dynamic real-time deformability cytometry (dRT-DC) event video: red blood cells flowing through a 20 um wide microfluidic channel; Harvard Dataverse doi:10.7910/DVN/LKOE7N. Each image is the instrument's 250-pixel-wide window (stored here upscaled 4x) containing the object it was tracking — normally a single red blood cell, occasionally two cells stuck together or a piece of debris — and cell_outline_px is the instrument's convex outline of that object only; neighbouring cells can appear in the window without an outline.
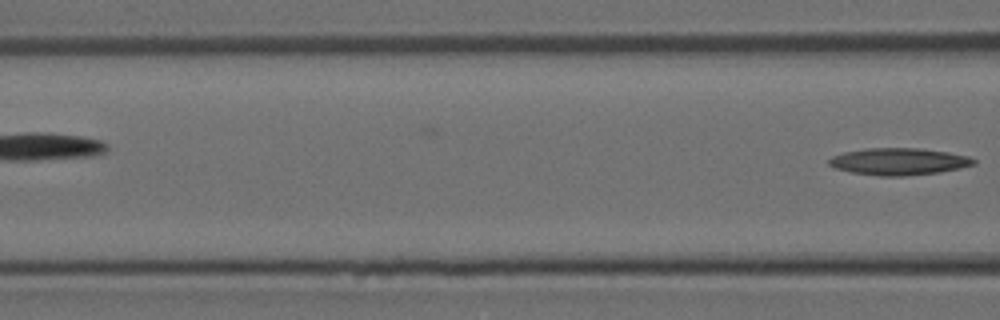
{"species": "Egyptian fruit bat (a non-hibernating species)", "species_latin": "Rousettus aegyptiacus", "temperature_condition": "room temperature", "stored_images_in_passage": 7, "segment_of_instrument_passage": [2, 2], "camera_frame_rate_fps": 3000, "um_per_image_px": 0.085, "animal": {"sex": "female"}, "frame": {"image": 1, "passage_image": 7, "time_ms": 2.0, "image_size_px": [1000, 320], "cell_outline_px": [[976, 164], [960, 168], [940, 172], [904, 176], [880, 176], [852, 172], [836, 168], [828, 164], [828, 160], [832, 156], [844, 152], [864, 148], [920, 148], [948, 152], [968, 156], [976, 160]], "centroid_in_image_um": [76.41, 13.72], "position_along_channel_um": 90.2, "area_um2": 22.77}}